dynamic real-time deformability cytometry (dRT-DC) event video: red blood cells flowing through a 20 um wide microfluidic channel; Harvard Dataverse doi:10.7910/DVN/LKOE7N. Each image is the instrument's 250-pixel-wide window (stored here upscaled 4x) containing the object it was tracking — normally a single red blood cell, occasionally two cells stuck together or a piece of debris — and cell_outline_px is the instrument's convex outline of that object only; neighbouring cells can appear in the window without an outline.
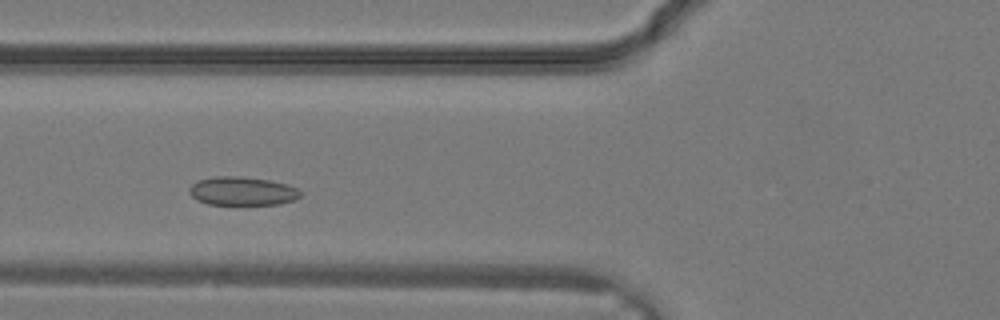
{"species": "common noctule bat (a hibernating species)", "species_latin": "Nyctalus noctula", "temperature_condition": "warm", "stored_images_in_passage": 27, "camera_frame_rate_fps": 3000, "um_per_image_px": 0.085, "animal": {"sex": "male", "body_mass_g": 19.2, "forearm_length_mm": 51.8}, "frame": {"image": 1, "passage_image": 7, "time_ms": 2.0, "image_size_px": [1000, 320], "cell_outline_px": [[300, 196], [292, 200], [280, 204], [208, 204], [196, 200], [188, 192], [188, 188], [196, 180], [216, 176], [240, 176], [268, 180], [284, 184], [296, 188], [300, 192]], "centroid_in_image_um": [20.52, 16.24], "position_along_channel_um": 105.3, "area_um2": 18.38}}
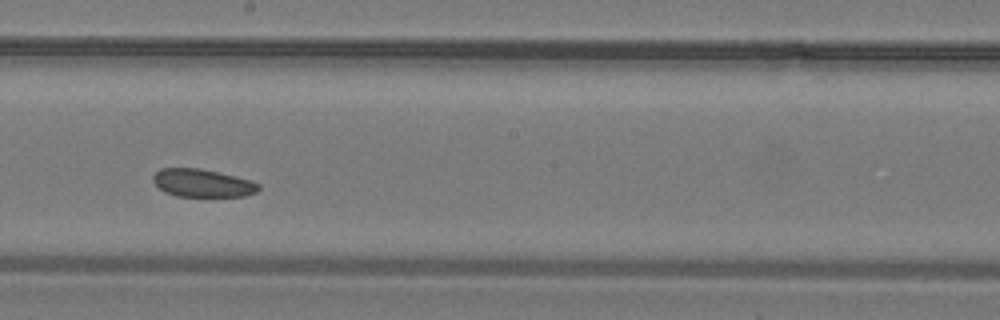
{"frame": {"image": 2, "passage_image": 13, "time_ms": 4.0, "image_size_px": [1000, 320], "cell_outline_px": [[260, 188], [256, 192], [244, 196], [176, 196], [164, 192], [152, 180], [152, 176], [160, 168], [200, 168], [248, 180], [260, 184]], "centroid_in_image_um": [17.17, 15.56], "position_along_channel_um": 231.0, "area_um2": 16.94}}
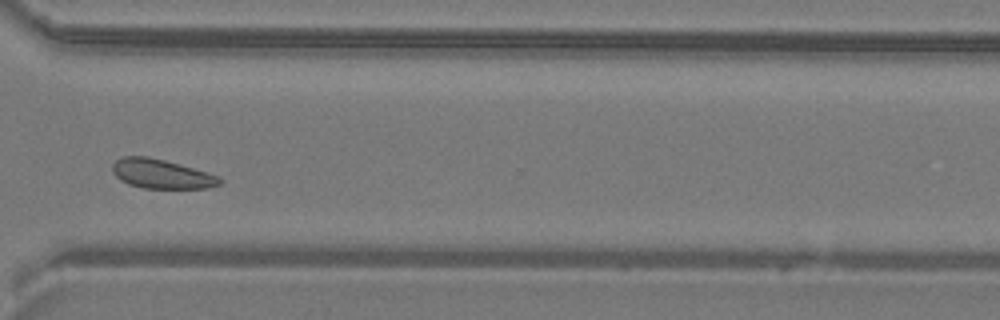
{"frame": {"image": 3, "passage_image": 19, "time_ms": 6.0, "image_size_px": [1000, 320], "cell_outline_px": [[224, 180], [220, 184], [208, 188], [144, 188], [128, 184], [120, 180], [112, 172], [112, 164], [116, 160], [124, 156], [148, 156], [164, 160], [220, 176]], "centroid_in_image_um": [13.71, 14.78], "position_along_channel_um": 356.9, "area_um2": 18.26}}